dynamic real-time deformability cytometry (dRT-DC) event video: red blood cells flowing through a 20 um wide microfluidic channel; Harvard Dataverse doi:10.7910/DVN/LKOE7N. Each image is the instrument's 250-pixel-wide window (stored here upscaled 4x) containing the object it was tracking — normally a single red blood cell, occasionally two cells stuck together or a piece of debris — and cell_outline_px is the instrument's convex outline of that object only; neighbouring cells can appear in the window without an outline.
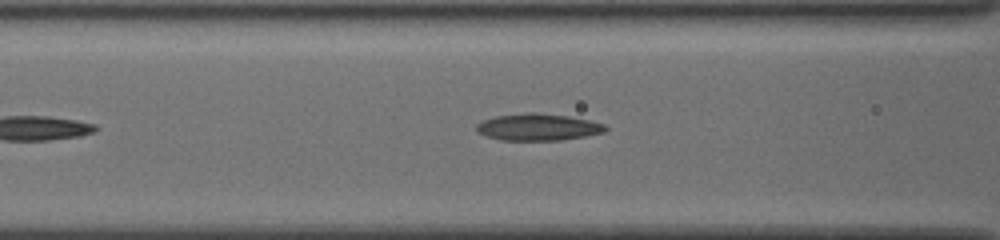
{"species": "common noctule bat (a hibernating species)", "species_latin": "Nyctalus noctula", "temperature_condition": "cold", "stored_images_in_passage": 42, "camera_frame_rate_fps": 3000, "um_per_image_px": 0.085, "animal": {"sex": "female", "body_mass_g": 19.5, "forearm_length_mm": 54.1}, "frame": {"image": 1, "passage_image": 10, "time_ms": 3.0, "image_size_px": [1000, 240], "cell_outline_px": [[608, 128], [604, 132], [584, 136], [560, 140], [500, 140], [476, 132], [476, 124], [484, 120], [496, 116], [528, 112], [536, 112], [568, 116], [588, 120], [604, 124]], "centroid_in_image_um": [45.71, 10.8], "position_along_channel_um": 120.9, "area_um2": 20.06}}
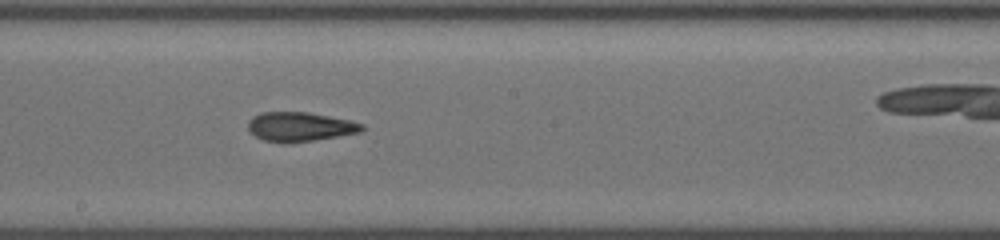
{"frame": {"image": 2, "passage_image": 18, "time_ms": 5.667, "image_size_px": [1000, 240], "cell_outline_px": [[364, 128], [360, 132], [312, 140], [284, 144], [264, 140], [256, 136], [248, 128], [248, 120], [252, 116], [260, 112], [308, 112], [348, 120], [364, 124]], "centroid_in_image_um": [25.45, 10.77], "position_along_channel_um": 222.8, "area_um2": 19.31}}
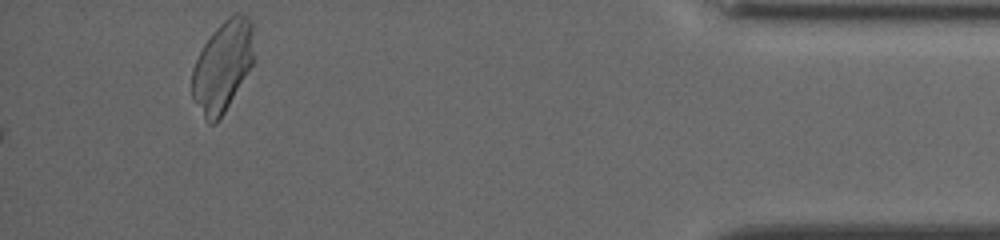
{"frame": {"image": 3, "passage_image": 42, "time_ms": 13.667, "image_size_px": [1000, 240], "cell_outline_px": [[252, 64], [220, 120], [216, 124], [208, 124], [204, 120], [192, 100], [192, 68], [204, 44], [212, 32], [232, 12], [240, 12], [248, 16], [252, 20]], "centroid_in_image_um": [18.89, 5.65], "position_along_channel_um": 416.3, "area_um2": 32.77}, "authors_computed_cell_mechanics": {"area_um2": 19.1896, "velocity_mm_per_s": 3.813, "shape_relaxation_time_tau1_ms": 8.5614, "shape_relaxation_time_tau2_ms": 2.5392, "deformation_change_tau1": 0.2305, "deformation_change_tau2": 0.1149}}